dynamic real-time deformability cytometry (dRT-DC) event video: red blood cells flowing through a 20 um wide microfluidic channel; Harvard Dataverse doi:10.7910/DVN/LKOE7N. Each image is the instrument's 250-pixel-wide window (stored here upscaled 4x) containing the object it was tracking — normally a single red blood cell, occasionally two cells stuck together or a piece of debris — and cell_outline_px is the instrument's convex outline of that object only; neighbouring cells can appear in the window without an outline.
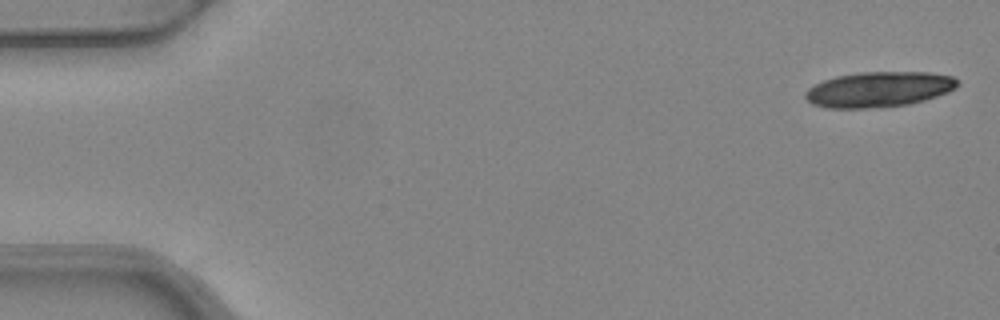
{"species": "common noctule bat (a hibernating species)", "species_latin": "Nyctalus noctula", "temperature_condition": "warm", "stored_images_in_passage": 6, "camera_frame_rate_fps": 3000, "um_per_image_px": 0.085, "animal": {"sex": "female", "body_mass_g": 24.6, "forearm_length_mm": 56.2}, "frame": {"image": 1, "passage_image": 1, "time_ms": 0.0, "image_size_px": [1000, 320], "cell_outline_px": [[960, 84], [956, 88], [948, 92], [924, 100], [908, 104], [880, 108], [828, 108], [812, 104], [804, 96], [804, 92], [808, 88], [824, 80], [836, 76], [860, 72], [932, 72], [952, 76], [960, 80]], "centroid_in_image_um": [74.73, 7.59], "position_along_channel_um": 10.3, "area_um2": 31.62}}
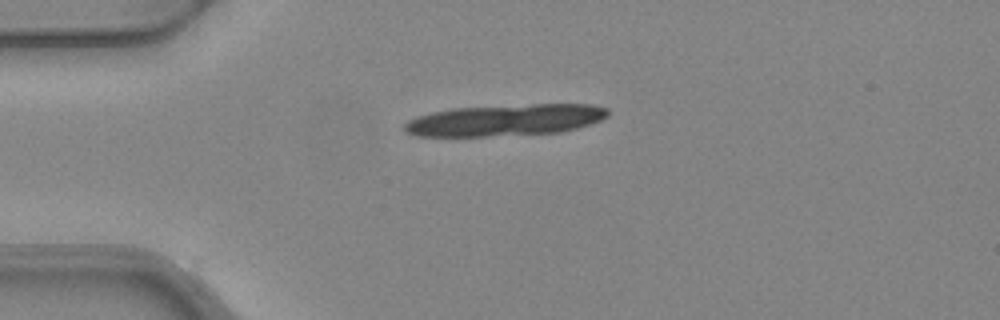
{"frame": {"image": 2, "passage_image": 4, "time_ms": 1.0, "image_size_px": [1000, 320], "cell_outline_px": [[608, 116], [600, 120], [576, 128], [560, 132], [488, 136], [416, 136], [408, 132], [404, 128], [404, 124], [408, 120], [432, 112], [452, 108], [532, 104], [592, 104], [608, 108]], "centroid_in_image_um": [42.96, 10.2], "position_along_channel_um": 42.0, "area_um2": 37.17}}